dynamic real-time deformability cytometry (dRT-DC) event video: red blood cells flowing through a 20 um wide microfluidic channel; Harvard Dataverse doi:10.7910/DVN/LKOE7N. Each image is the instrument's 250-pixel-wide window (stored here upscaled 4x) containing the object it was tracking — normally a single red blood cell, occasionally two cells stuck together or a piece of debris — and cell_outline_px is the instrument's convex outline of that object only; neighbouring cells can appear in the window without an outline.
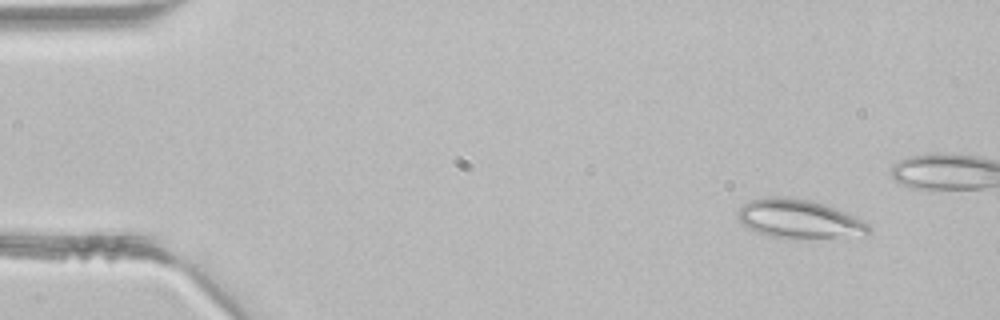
{"species": "common noctule bat (a hibernating species)", "species_latin": "Nyctalus noctula", "temperature_condition": "room temperature", "stored_images_in_passage": 4, "camera_frame_rate_fps": 3000, "um_per_image_px": 0.085, "animal": {"sex": "male", "body_mass_g": 21.5, "forearm_length_mm": 52.0}, "frame": {"image": 1, "passage_image": 1, "time_ms": 0.0, "image_size_px": [1000, 320], "cell_outline_px": [[872, 228], [864, 236], [792, 240], [772, 236], [748, 228], [740, 224], [736, 216], [740, 208], [748, 200], [772, 196], [780, 196], [808, 200], [844, 212], [872, 224]], "centroid_in_image_um": [67.93, 18.65], "position_along_channel_um": 17.1, "area_um2": 29.94}}